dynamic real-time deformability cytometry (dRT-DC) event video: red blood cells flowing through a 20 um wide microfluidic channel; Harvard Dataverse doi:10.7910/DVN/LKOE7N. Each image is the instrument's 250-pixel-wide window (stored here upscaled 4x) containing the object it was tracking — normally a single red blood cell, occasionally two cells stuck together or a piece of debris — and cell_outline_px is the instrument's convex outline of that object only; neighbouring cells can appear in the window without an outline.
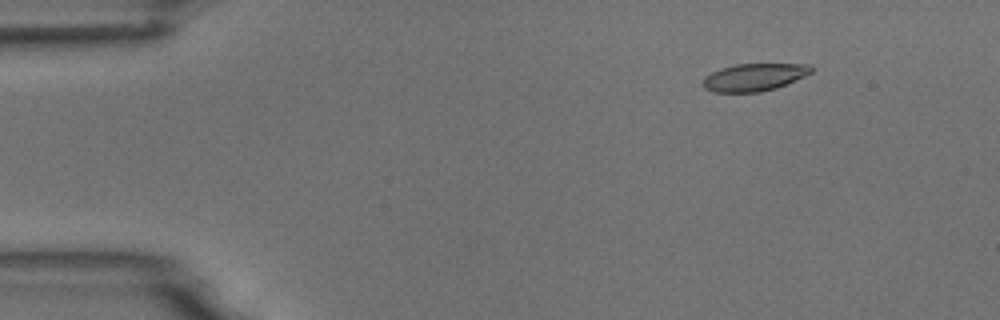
{"species": "common noctule bat (a hibernating species)", "species_latin": "Nyctalus noctula", "temperature_condition": "room temperature", "stored_images_in_passage": 7, "camera_frame_rate_fps": 3000, "um_per_image_px": 0.085, "animal": {"sex": "male", "body_mass_g": 18.8}, "frame": {"image": 1, "passage_image": 1, "time_ms": 0.0, "image_size_px": [1000, 320], "cell_outline_px": [[812, 72], [804, 76], [776, 88], [760, 92], [712, 92], [704, 88], [704, 76], [720, 68], [736, 64], [812, 64]], "centroid_in_image_um": [64.09, 6.56], "position_along_channel_um": 20.9, "area_um2": 17.28}}
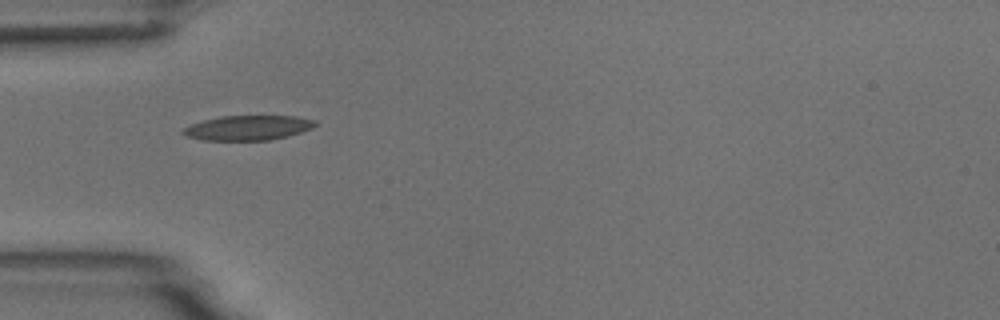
{"frame": {"image": 2, "passage_image": 3, "time_ms": 3.333, "image_size_px": [1000, 320], "cell_outline_px": [[316, 124], [312, 128], [288, 136], [268, 140], [204, 140], [188, 136], [180, 132], [184, 128], [192, 124], [204, 120], [220, 116], [296, 116], [316, 120]], "centroid_in_image_um": [21.09, 10.86], "position_along_channel_um": 63.9, "area_um2": 18.9}}
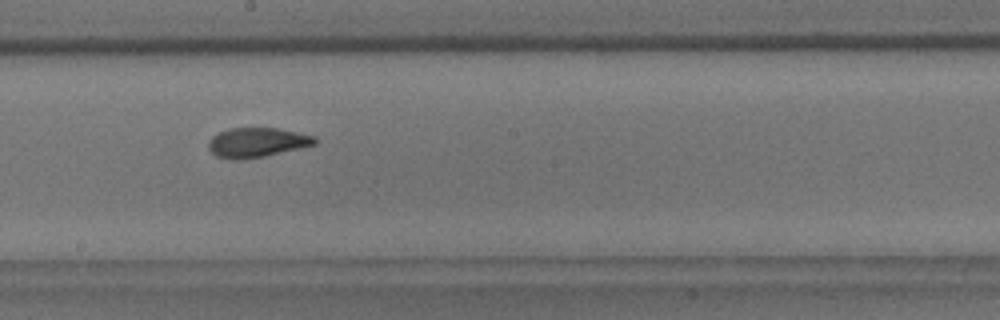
{"frame": {"image": 3, "passage_image": 7, "time_ms": 7.667, "image_size_px": [1000, 320], "cell_outline_px": [[320, 140], [316, 144], [264, 156], [240, 160], [232, 160], [216, 156], [208, 148], [208, 140], [212, 136], [228, 128], [276, 128], [316, 136]], "centroid_in_image_um": [21.83, 12.11], "position_along_channel_um": 226.4, "area_um2": 18.38}}